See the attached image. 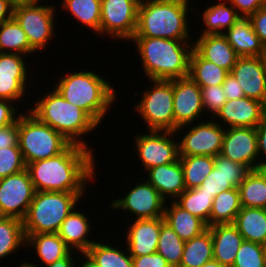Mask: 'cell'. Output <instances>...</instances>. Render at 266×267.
Returning <instances> with one entry per match:
<instances>
[{
  "label": "cell",
  "mask_w": 266,
  "mask_h": 267,
  "mask_svg": "<svg viewBox=\"0 0 266 267\" xmlns=\"http://www.w3.org/2000/svg\"><path fill=\"white\" fill-rule=\"evenodd\" d=\"M93 153L71 143L54 157L28 163L26 169L36 191L86 192L87 183L97 176Z\"/></svg>",
  "instance_id": "cell-1"
},
{
  "label": "cell",
  "mask_w": 266,
  "mask_h": 267,
  "mask_svg": "<svg viewBox=\"0 0 266 267\" xmlns=\"http://www.w3.org/2000/svg\"><path fill=\"white\" fill-rule=\"evenodd\" d=\"M130 41L137 46L148 80H173L189 76L192 41L149 37H132Z\"/></svg>",
  "instance_id": "cell-2"
},
{
  "label": "cell",
  "mask_w": 266,
  "mask_h": 267,
  "mask_svg": "<svg viewBox=\"0 0 266 267\" xmlns=\"http://www.w3.org/2000/svg\"><path fill=\"white\" fill-rule=\"evenodd\" d=\"M54 83V88L65 100L83 109L99 126L109 114L107 112L112 104L117 102L118 95L111 85L112 81L94 71L74 70Z\"/></svg>",
  "instance_id": "cell-3"
},
{
  "label": "cell",
  "mask_w": 266,
  "mask_h": 267,
  "mask_svg": "<svg viewBox=\"0 0 266 267\" xmlns=\"http://www.w3.org/2000/svg\"><path fill=\"white\" fill-rule=\"evenodd\" d=\"M51 88L50 93L44 94L42 98L37 97L29 111L71 143L89 148L82 136L100 126L83 109L69 103L54 87Z\"/></svg>",
  "instance_id": "cell-4"
},
{
  "label": "cell",
  "mask_w": 266,
  "mask_h": 267,
  "mask_svg": "<svg viewBox=\"0 0 266 267\" xmlns=\"http://www.w3.org/2000/svg\"><path fill=\"white\" fill-rule=\"evenodd\" d=\"M189 2L190 0H172L140 3L137 29L133 37L189 40L191 25L188 15L196 11L193 7L190 8Z\"/></svg>",
  "instance_id": "cell-5"
},
{
  "label": "cell",
  "mask_w": 266,
  "mask_h": 267,
  "mask_svg": "<svg viewBox=\"0 0 266 267\" xmlns=\"http://www.w3.org/2000/svg\"><path fill=\"white\" fill-rule=\"evenodd\" d=\"M85 192L36 191L23 221L25 234L58 233Z\"/></svg>",
  "instance_id": "cell-6"
},
{
  "label": "cell",
  "mask_w": 266,
  "mask_h": 267,
  "mask_svg": "<svg viewBox=\"0 0 266 267\" xmlns=\"http://www.w3.org/2000/svg\"><path fill=\"white\" fill-rule=\"evenodd\" d=\"M25 111L19 115L18 146L26 165L54 157L71 144L61 133L41 122L30 111Z\"/></svg>",
  "instance_id": "cell-7"
},
{
  "label": "cell",
  "mask_w": 266,
  "mask_h": 267,
  "mask_svg": "<svg viewBox=\"0 0 266 267\" xmlns=\"http://www.w3.org/2000/svg\"><path fill=\"white\" fill-rule=\"evenodd\" d=\"M150 82L151 88L142 91V99L132 109L145 121L147 130L174 132L173 80Z\"/></svg>",
  "instance_id": "cell-8"
},
{
  "label": "cell",
  "mask_w": 266,
  "mask_h": 267,
  "mask_svg": "<svg viewBox=\"0 0 266 267\" xmlns=\"http://www.w3.org/2000/svg\"><path fill=\"white\" fill-rule=\"evenodd\" d=\"M38 0L35 3L20 5L13 8V17L25 32L30 46L36 51H43L55 36L54 24L56 9L54 5H42ZM40 4V5H39Z\"/></svg>",
  "instance_id": "cell-9"
},
{
  "label": "cell",
  "mask_w": 266,
  "mask_h": 267,
  "mask_svg": "<svg viewBox=\"0 0 266 267\" xmlns=\"http://www.w3.org/2000/svg\"><path fill=\"white\" fill-rule=\"evenodd\" d=\"M209 120L207 122L203 120L200 123L197 121L196 126L193 123L184 125L175 131L176 134H180L179 131L187 129L186 132H182L185 134L178 142L179 156L207 155L215 157L220 154L226 126L220 125L214 118Z\"/></svg>",
  "instance_id": "cell-10"
},
{
  "label": "cell",
  "mask_w": 266,
  "mask_h": 267,
  "mask_svg": "<svg viewBox=\"0 0 266 267\" xmlns=\"http://www.w3.org/2000/svg\"><path fill=\"white\" fill-rule=\"evenodd\" d=\"M139 4V0H101L98 36L130 42L137 29Z\"/></svg>",
  "instance_id": "cell-11"
},
{
  "label": "cell",
  "mask_w": 266,
  "mask_h": 267,
  "mask_svg": "<svg viewBox=\"0 0 266 267\" xmlns=\"http://www.w3.org/2000/svg\"><path fill=\"white\" fill-rule=\"evenodd\" d=\"M147 132L134 137L138 160L142 163L145 173L152 167L173 163L179 159L178 141L174 139L177 135L175 132L156 130Z\"/></svg>",
  "instance_id": "cell-12"
},
{
  "label": "cell",
  "mask_w": 266,
  "mask_h": 267,
  "mask_svg": "<svg viewBox=\"0 0 266 267\" xmlns=\"http://www.w3.org/2000/svg\"><path fill=\"white\" fill-rule=\"evenodd\" d=\"M27 169L0 179V216L23 220L35 195Z\"/></svg>",
  "instance_id": "cell-13"
},
{
  "label": "cell",
  "mask_w": 266,
  "mask_h": 267,
  "mask_svg": "<svg viewBox=\"0 0 266 267\" xmlns=\"http://www.w3.org/2000/svg\"><path fill=\"white\" fill-rule=\"evenodd\" d=\"M124 197L112 200L111 210L129 212L137 219H152L164 216L166 201L147 180L130 187Z\"/></svg>",
  "instance_id": "cell-14"
},
{
  "label": "cell",
  "mask_w": 266,
  "mask_h": 267,
  "mask_svg": "<svg viewBox=\"0 0 266 267\" xmlns=\"http://www.w3.org/2000/svg\"><path fill=\"white\" fill-rule=\"evenodd\" d=\"M173 112L174 132L181 126L196 124L199 118H203L205 111L201 90L189 76L173 79Z\"/></svg>",
  "instance_id": "cell-15"
},
{
  "label": "cell",
  "mask_w": 266,
  "mask_h": 267,
  "mask_svg": "<svg viewBox=\"0 0 266 267\" xmlns=\"http://www.w3.org/2000/svg\"><path fill=\"white\" fill-rule=\"evenodd\" d=\"M220 155L255 170L259 162L256 127L225 128Z\"/></svg>",
  "instance_id": "cell-16"
},
{
  "label": "cell",
  "mask_w": 266,
  "mask_h": 267,
  "mask_svg": "<svg viewBox=\"0 0 266 267\" xmlns=\"http://www.w3.org/2000/svg\"><path fill=\"white\" fill-rule=\"evenodd\" d=\"M245 97L266 105V56L239 57L230 71Z\"/></svg>",
  "instance_id": "cell-17"
},
{
  "label": "cell",
  "mask_w": 266,
  "mask_h": 267,
  "mask_svg": "<svg viewBox=\"0 0 266 267\" xmlns=\"http://www.w3.org/2000/svg\"><path fill=\"white\" fill-rule=\"evenodd\" d=\"M218 117V119H217ZM266 118V105L248 97L227 100L214 117L217 123L222 122L231 127H256ZM220 119V120H219ZM219 120V121H217Z\"/></svg>",
  "instance_id": "cell-18"
},
{
  "label": "cell",
  "mask_w": 266,
  "mask_h": 267,
  "mask_svg": "<svg viewBox=\"0 0 266 267\" xmlns=\"http://www.w3.org/2000/svg\"><path fill=\"white\" fill-rule=\"evenodd\" d=\"M249 172L246 166L218 154L214 157L213 170L197 189L217 196L223 191L238 188Z\"/></svg>",
  "instance_id": "cell-19"
},
{
  "label": "cell",
  "mask_w": 266,
  "mask_h": 267,
  "mask_svg": "<svg viewBox=\"0 0 266 267\" xmlns=\"http://www.w3.org/2000/svg\"><path fill=\"white\" fill-rule=\"evenodd\" d=\"M164 217L152 219H134L128 225L125 246L131 256L156 253L161 224Z\"/></svg>",
  "instance_id": "cell-20"
},
{
  "label": "cell",
  "mask_w": 266,
  "mask_h": 267,
  "mask_svg": "<svg viewBox=\"0 0 266 267\" xmlns=\"http://www.w3.org/2000/svg\"><path fill=\"white\" fill-rule=\"evenodd\" d=\"M146 172V180L156 188L166 202H169V198L174 201L186 190L179 159L173 163L152 167Z\"/></svg>",
  "instance_id": "cell-21"
},
{
  "label": "cell",
  "mask_w": 266,
  "mask_h": 267,
  "mask_svg": "<svg viewBox=\"0 0 266 267\" xmlns=\"http://www.w3.org/2000/svg\"><path fill=\"white\" fill-rule=\"evenodd\" d=\"M193 42V49L207 61L231 71L239 56L223 34L199 35Z\"/></svg>",
  "instance_id": "cell-22"
},
{
  "label": "cell",
  "mask_w": 266,
  "mask_h": 267,
  "mask_svg": "<svg viewBox=\"0 0 266 267\" xmlns=\"http://www.w3.org/2000/svg\"><path fill=\"white\" fill-rule=\"evenodd\" d=\"M207 228L213 240V259L232 267L237 251L244 241L243 236L233 223L215 224Z\"/></svg>",
  "instance_id": "cell-23"
},
{
  "label": "cell",
  "mask_w": 266,
  "mask_h": 267,
  "mask_svg": "<svg viewBox=\"0 0 266 267\" xmlns=\"http://www.w3.org/2000/svg\"><path fill=\"white\" fill-rule=\"evenodd\" d=\"M84 212L77 211L75 207L62 222L58 231L59 237L72 250H78L79 255L84 254L96 240L89 239L92 230L90 220Z\"/></svg>",
  "instance_id": "cell-24"
},
{
  "label": "cell",
  "mask_w": 266,
  "mask_h": 267,
  "mask_svg": "<svg viewBox=\"0 0 266 267\" xmlns=\"http://www.w3.org/2000/svg\"><path fill=\"white\" fill-rule=\"evenodd\" d=\"M223 35L239 57L266 56V48L254 32L249 18L240 17Z\"/></svg>",
  "instance_id": "cell-25"
},
{
  "label": "cell",
  "mask_w": 266,
  "mask_h": 267,
  "mask_svg": "<svg viewBox=\"0 0 266 267\" xmlns=\"http://www.w3.org/2000/svg\"><path fill=\"white\" fill-rule=\"evenodd\" d=\"M167 203L170 204L167 205ZM163 217L165 223H167L183 241L191 240L207 229V225L200 218L182 209L174 201L165 203Z\"/></svg>",
  "instance_id": "cell-26"
},
{
  "label": "cell",
  "mask_w": 266,
  "mask_h": 267,
  "mask_svg": "<svg viewBox=\"0 0 266 267\" xmlns=\"http://www.w3.org/2000/svg\"><path fill=\"white\" fill-rule=\"evenodd\" d=\"M26 245L34 249L42 265H49L67 256L72 250L58 233L25 234Z\"/></svg>",
  "instance_id": "cell-27"
},
{
  "label": "cell",
  "mask_w": 266,
  "mask_h": 267,
  "mask_svg": "<svg viewBox=\"0 0 266 267\" xmlns=\"http://www.w3.org/2000/svg\"><path fill=\"white\" fill-rule=\"evenodd\" d=\"M245 241L266 242V209L241 207L233 223Z\"/></svg>",
  "instance_id": "cell-28"
},
{
  "label": "cell",
  "mask_w": 266,
  "mask_h": 267,
  "mask_svg": "<svg viewBox=\"0 0 266 267\" xmlns=\"http://www.w3.org/2000/svg\"><path fill=\"white\" fill-rule=\"evenodd\" d=\"M202 15L205 28L200 31V35L223 34L240 18L236 9L229 2L227 3V0L209 5Z\"/></svg>",
  "instance_id": "cell-29"
},
{
  "label": "cell",
  "mask_w": 266,
  "mask_h": 267,
  "mask_svg": "<svg viewBox=\"0 0 266 267\" xmlns=\"http://www.w3.org/2000/svg\"><path fill=\"white\" fill-rule=\"evenodd\" d=\"M100 242L95 241L84 253L93 263L99 267H133L132 256L127 247L124 249L110 242L107 244L102 243V240Z\"/></svg>",
  "instance_id": "cell-30"
},
{
  "label": "cell",
  "mask_w": 266,
  "mask_h": 267,
  "mask_svg": "<svg viewBox=\"0 0 266 267\" xmlns=\"http://www.w3.org/2000/svg\"><path fill=\"white\" fill-rule=\"evenodd\" d=\"M35 52L30 46L25 32L14 17L0 24V53L32 56Z\"/></svg>",
  "instance_id": "cell-31"
},
{
  "label": "cell",
  "mask_w": 266,
  "mask_h": 267,
  "mask_svg": "<svg viewBox=\"0 0 266 267\" xmlns=\"http://www.w3.org/2000/svg\"><path fill=\"white\" fill-rule=\"evenodd\" d=\"M230 72L203 59L194 49L190 56L189 77L199 86L222 85Z\"/></svg>",
  "instance_id": "cell-32"
},
{
  "label": "cell",
  "mask_w": 266,
  "mask_h": 267,
  "mask_svg": "<svg viewBox=\"0 0 266 267\" xmlns=\"http://www.w3.org/2000/svg\"><path fill=\"white\" fill-rule=\"evenodd\" d=\"M213 259V240L207 228L200 235L185 241L182 259L178 267H201Z\"/></svg>",
  "instance_id": "cell-33"
},
{
  "label": "cell",
  "mask_w": 266,
  "mask_h": 267,
  "mask_svg": "<svg viewBox=\"0 0 266 267\" xmlns=\"http://www.w3.org/2000/svg\"><path fill=\"white\" fill-rule=\"evenodd\" d=\"M241 210L240 192L232 188L221 192L213 199L209 226L215 224L234 223L236 215Z\"/></svg>",
  "instance_id": "cell-34"
},
{
  "label": "cell",
  "mask_w": 266,
  "mask_h": 267,
  "mask_svg": "<svg viewBox=\"0 0 266 267\" xmlns=\"http://www.w3.org/2000/svg\"><path fill=\"white\" fill-rule=\"evenodd\" d=\"M26 245L23 221L15 217L0 216V261ZM22 246V247H21Z\"/></svg>",
  "instance_id": "cell-35"
},
{
  "label": "cell",
  "mask_w": 266,
  "mask_h": 267,
  "mask_svg": "<svg viewBox=\"0 0 266 267\" xmlns=\"http://www.w3.org/2000/svg\"><path fill=\"white\" fill-rule=\"evenodd\" d=\"M61 8L67 10L76 22L88 27L95 34L100 31L101 0H63Z\"/></svg>",
  "instance_id": "cell-36"
},
{
  "label": "cell",
  "mask_w": 266,
  "mask_h": 267,
  "mask_svg": "<svg viewBox=\"0 0 266 267\" xmlns=\"http://www.w3.org/2000/svg\"><path fill=\"white\" fill-rule=\"evenodd\" d=\"M179 160L182 165L186 189L201 186L214 168V157L212 156H179Z\"/></svg>",
  "instance_id": "cell-37"
},
{
  "label": "cell",
  "mask_w": 266,
  "mask_h": 267,
  "mask_svg": "<svg viewBox=\"0 0 266 267\" xmlns=\"http://www.w3.org/2000/svg\"><path fill=\"white\" fill-rule=\"evenodd\" d=\"M241 207L266 209V181L256 170H251L240 183Z\"/></svg>",
  "instance_id": "cell-38"
},
{
  "label": "cell",
  "mask_w": 266,
  "mask_h": 267,
  "mask_svg": "<svg viewBox=\"0 0 266 267\" xmlns=\"http://www.w3.org/2000/svg\"><path fill=\"white\" fill-rule=\"evenodd\" d=\"M214 195L201 192L197 188L186 189L174 202L182 209L200 218L209 227Z\"/></svg>",
  "instance_id": "cell-39"
},
{
  "label": "cell",
  "mask_w": 266,
  "mask_h": 267,
  "mask_svg": "<svg viewBox=\"0 0 266 267\" xmlns=\"http://www.w3.org/2000/svg\"><path fill=\"white\" fill-rule=\"evenodd\" d=\"M183 241L165 221L161 224L157 253L161 254L172 267L180 265L184 251Z\"/></svg>",
  "instance_id": "cell-40"
},
{
  "label": "cell",
  "mask_w": 266,
  "mask_h": 267,
  "mask_svg": "<svg viewBox=\"0 0 266 267\" xmlns=\"http://www.w3.org/2000/svg\"><path fill=\"white\" fill-rule=\"evenodd\" d=\"M232 267H266L264 247L251 241H243Z\"/></svg>",
  "instance_id": "cell-41"
},
{
  "label": "cell",
  "mask_w": 266,
  "mask_h": 267,
  "mask_svg": "<svg viewBox=\"0 0 266 267\" xmlns=\"http://www.w3.org/2000/svg\"><path fill=\"white\" fill-rule=\"evenodd\" d=\"M25 60H27V56L24 55L0 53V78L31 79L28 78L30 77V75L27 74V72H29L27 69L29 70V68Z\"/></svg>",
  "instance_id": "cell-42"
},
{
  "label": "cell",
  "mask_w": 266,
  "mask_h": 267,
  "mask_svg": "<svg viewBox=\"0 0 266 267\" xmlns=\"http://www.w3.org/2000/svg\"><path fill=\"white\" fill-rule=\"evenodd\" d=\"M26 169L19 146L0 149V179Z\"/></svg>",
  "instance_id": "cell-43"
},
{
  "label": "cell",
  "mask_w": 266,
  "mask_h": 267,
  "mask_svg": "<svg viewBox=\"0 0 266 267\" xmlns=\"http://www.w3.org/2000/svg\"><path fill=\"white\" fill-rule=\"evenodd\" d=\"M200 90L203 109L212 115V117L210 116L209 118H214L227 101L226 96L223 93V87L222 85H211L200 87Z\"/></svg>",
  "instance_id": "cell-44"
},
{
  "label": "cell",
  "mask_w": 266,
  "mask_h": 267,
  "mask_svg": "<svg viewBox=\"0 0 266 267\" xmlns=\"http://www.w3.org/2000/svg\"><path fill=\"white\" fill-rule=\"evenodd\" d=\"M28 80L0 78V99H7L15 103L20 100L22 102L25 94H27Z\"/></svg>",
  "instance_id": "cell-45"
},
{
  "label": "cell",
  "mask_w": 266,
  "mask_h": 267,
  "mask_svg": "<svg viewBox=\"0 0 266 267\" xmlns=\"http://www.w3.org/2000/svg\"><path fill=\"white\" fill-rule=\"evenodd\" d=\"M18 139L19 117L8 126H0V149L18 146Z\"/></svg>",
  "instance_id": "cell-46"
},
{
  "label": "cell",
  "mask_w": 266,
  "mask_h": 267,
  "mask_svg": "<svg viewBox=\"0 0 266 267\" xmlns=\"http://www.w3.org/2000/svg\"><path fill=\"white\" fill-rule=\"evenodd\" d=\"M237 11L240 17L249 18L261 7L266 5V0H227Z\"/></svg>",
  "instance_id": "cell-47"
},
{
  "label": "cell",
  "mask_w": 266,
  "mask_h": 267,
  "mask_svg": "<svg viewBox=\"0 0 266 267\" xmlns=\"http://www.w3.org/2000/svg\"><path fill=\"white\" fill-rule=\"evenodd\" d=\"M133 267H172L159 253L132 256Z\"/></svg>",
  "instance_id": "cell-48"
},
{
  "label": "cell",
  "mask_w": 266,
  "mask_h": 267,
  "mask_svg": "<svg viewBox=\"0 0 266 267\" xmlns=\"http://www.w3.org/2000/svg\"><path fill=\"white\" fill-rule=\"evenodd\" d=\"M249 19L252 23L254 32L266 48V5L252 14Z\"/></svg>",
  "instance_id": "cell-49"
},
{
  "label": "cell",
  "mask_w": 266,
  "mask_h": 267,
  "mask_svg": "<svg viewBox=\"0 0 266 267\" xmlns=\"http://www.w3.org/2000/svg\"><path fill=\"white\" fill-rule=\"evenodd\" d=\"M14 103L7 99H0V126H8L18 119L21 112L17 113L19 109L17 105L14 106Z\"/></svg>",
  "instance_id": "cell-50"
},
{
  "label": "cell",
  "mask_w": 266,
  "mask_h": 267,
  "mask_svg": "<svg viewBox=\"0 0 266 267\" xmlns=\"http://www.w3.org/2000/svg\"><path fill=\"white\" fill-rule=\"evenodd\" d=\"M222 87L227 100L245 97L242 87L231 73L227 75Z\"/></svg>",
  "instance_id": "cell-51"
},
{
  "label": "cell",
  "mask_w": 266,
  "mask_h": 267,
  "mask_svg": "<svg viewBox=\"0 0 266 267\" xmlns=\"http://www.w3.org/2000/svg\"><path fill=\"white\" fill-rule=\"evenodd\" d=\"M256 134L259 162H264L266 161V118L256 126Z\"/></svg>",
  "instance_id": "cell-52"
},
{
  "label": "cell",
  "mask_w": 266,
  "mask_h": 267,
  "mask_svg": "<svg viewBox=\"0 0 266 267\" xmlns=\"http://www.w3.org/2000/svg\"><path fill=\"white\" fill-rule=\"evenodd\" d=\"M77 251H71L67 256L63 257L60 260L55 261L52 264L46 265L44 267H79V265H75L78 264L77 262H74V258L73 254H75ZM28 266L30 267H37L38 265H36L33 262H25Z\"/></svg>",
  "instance_id": "cell-53"
},
{
  "label": "cell",
  "mask_w": 266,
  "mask_h": 267,
  "mask_svg": "<svg viewBox=\"0 0 266 267\" xmlns=\"http://www.w3.org/2000/svg\"><path fill=\"white\" fill-rule=\"evenodd\" d=\"M13 8L7 0H0V24L13 17Z\"/></svg>",
  "instance_id": "cell-54"
},
{
  "label": "cell",
  "mask_w": 266,
  "mask_h": 267,
  "mask_svg": "<svg viewBox=\"0 0 266 267\" xmlns=\"http://www.w3.org/2000/svg\"><path fill=\"white\" fill-rule=\"evenodd\" d=\"M255 170L266 181V161H264V162H258Z\"/></svg>",
  "instance_id": "cell-55"
},
{
  "label": "cell",
  "mask_w": 266,
  "mask_h": 267,
  "mask_svg": "<svg viewBox=\"0 0 266 267\" xmlns=\"http://www.w3.org/2000/svg\"><path fill=\"white\" fill-rule=\"evenodd\" d=\"M13 7L27 5L37 2L38 0H7Z\"/></svg>",
  "instance_id": "cell-56"
},
{
  "label": "cell",
  "mask_w": 266,
  "mask_h": 267,
  "mask_svg": "<svg viewBox=\"0 0 266 267\" xmlns=\"http://www.w3.org/2000/svg\"><path fill=\"white\" fill-rule=\"evenodd\" d=\"M81 257L84 258V262H80V267H99L95 263H93L85 254H81Z\"/></svg>",
  "instance_id": "cell-57"
},
{
  "label": "cell",
  "mask_w": 266,
  "mask_h": 267,
  "mask_svg": "<svg viewBox=\"0 0 266 267\" xmlns=\"http://www.w3.org/2000/svg\"><path fill=\"white\" fill-rule=\"evenodd\" d=\"M201 267H228V266L223 265V264L217 262L216 260L212 259L211 261L206 262Z\"/></svg>",
  "instance_id": "cell-58"
},
{
  "label": "cell",
  "mask_w": 266,
  "mask_h": 267,
  "mask_svg": "<svg viewBox=\"0 0 266 267\" xmlns=\"http://www.w3.org/2000/svg\"><path fill=\"white\" fill-rule=\"evenodd\" d=\"M162 1H172V0H139V3L162 2Z\"/></svg>",
  "instance_id": "cell-59"
},
{
  "label": "cell",
  "mask_w": 266,
  "mask_h": 267,
  "mask_svg": "<svg viewBox=\"0 0 266 267\" xmlns=\"http://www.w3.org/2000/svg\"><path fill=\"white\" fill-rule=\"evenodd\" d=\"M19 267H30V266H28L24 261V262H22V264L19 263Z\"/></svg>",
  "instance_id": "cell-60"
},
{
  "label": "cell",
  "mask_w": 266,
  "mask_h": 267,
  "mask_svg": "<svg viewBox=\"0 0 266 267\" xmlns=\"http://www.w3.org/2000/svg\"><path fill=\"white\" fill-rule=\"evenodd\" d=\"M263 247H264V254H265V257H266V242L263 244Z\"/></svg>",
  "instance_id": "cell-61"
}]
</instances>
